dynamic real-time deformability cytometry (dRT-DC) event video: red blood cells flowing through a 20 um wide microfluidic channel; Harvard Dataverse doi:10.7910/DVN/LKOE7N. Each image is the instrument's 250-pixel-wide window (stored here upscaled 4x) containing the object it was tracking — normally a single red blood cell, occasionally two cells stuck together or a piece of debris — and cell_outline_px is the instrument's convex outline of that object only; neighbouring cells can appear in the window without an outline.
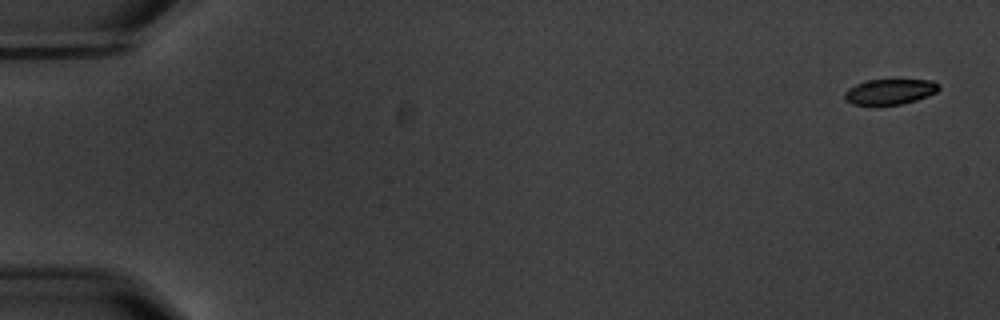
{"species": "common noctule bat (a hibernating species)", "species_latin": "Nyctalus noctula", "temperature_condition": "warm", "stored_images_in_passage": 5, "camera_frame_rate_fps": 3000, "um_per_image_px": 0.085, "animal": {"sex": "male", "body_mass_g": 20.1, "forearm_length_mm": 53.5}, "frame": {"image": 1, "passage_image": 1, "time_ms": 0.0, "image_size_px": [1000, 320], "cell_outline_px": [[940, 88], [936, 92], [916, 100], [900, 104], [852, 104], [844, 100], [844, 92], [848, 88], [856, 84], [868, 80], [932, 80], [940, 84]], "centroid_in_image_um": [75.63, 7.78], "position_along_channel_um": 9.4, "area_um2": 13.81}}